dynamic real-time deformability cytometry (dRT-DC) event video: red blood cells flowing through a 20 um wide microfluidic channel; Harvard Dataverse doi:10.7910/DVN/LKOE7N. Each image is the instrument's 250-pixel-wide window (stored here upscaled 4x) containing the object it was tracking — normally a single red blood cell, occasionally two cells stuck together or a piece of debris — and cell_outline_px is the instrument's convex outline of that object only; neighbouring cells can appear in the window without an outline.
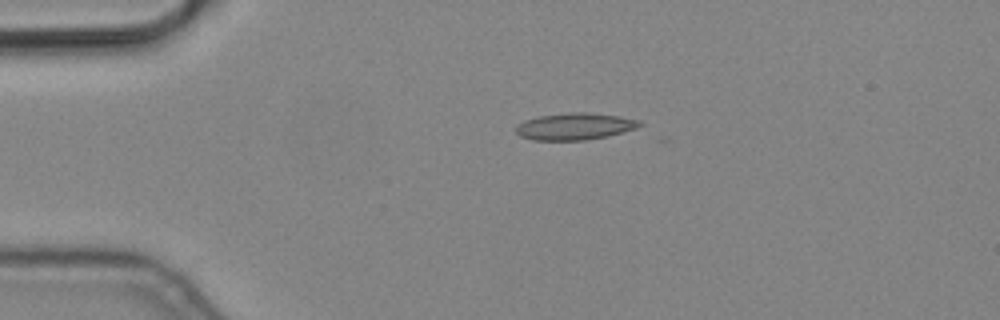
{"species": "common noctule bat (a hibernating species)", "species_latin": "Nyctalus noctula", "temperature_condition": "cold", "stored_images_in_passage": 4, "camera_frame_rate_fps": 3000, "um_per_image_px": 0.085, "animal": {"sex": "male", "body_mass_g": 19.2, "forearm_length_mm": 51.8}, "frame": {"image": 1, "passage_image": 3, "time_ms": 0.667, "image_size_px": [1000, 320], "cell_outline_px": [[644, 124], [636, 128], [608, 136], [584, 140], [532, 140], [520, 136], [516, 132], [516, 128], [524, 120], [540, 116], [568, 112], [588, 112], [620, 116], [640, 120]], "centroid_in_image_um": [48.89, 10.74], "position_along_channel_um": 36.1, "area_um2": 19.36}}